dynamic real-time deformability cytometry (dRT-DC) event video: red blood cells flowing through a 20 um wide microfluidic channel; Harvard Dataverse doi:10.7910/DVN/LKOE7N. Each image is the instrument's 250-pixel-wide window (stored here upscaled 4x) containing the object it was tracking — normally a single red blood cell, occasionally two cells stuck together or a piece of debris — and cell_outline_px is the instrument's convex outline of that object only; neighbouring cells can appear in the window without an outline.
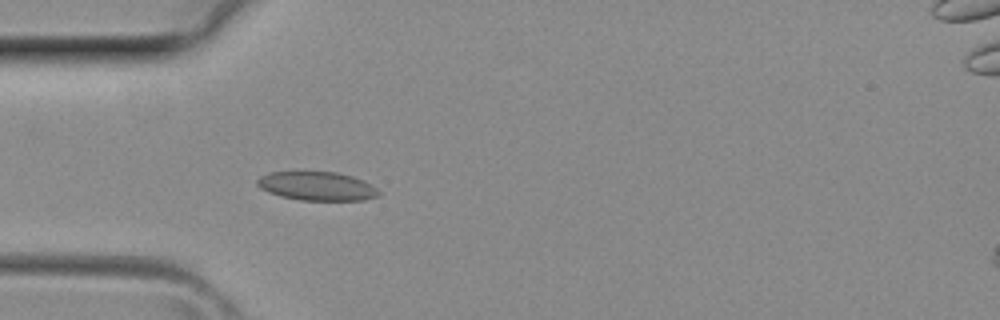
{"species": "common noctule bat (a hibernating species)", "species_latin": "Nyctalus noctula", "temperature_condition": "room temperature", "stored_images_in_passage": 31, "camera_frame_rate_fps": 3000, "um_per_image_px": 0.085, "animal": {"sex": "female", "body_mass_g": 29.2, "forearm_length_mm": 56.3}, "frame": {"image": 1, "passage_image": 6, "time_ms": 1.667, "image_size_px": [1000, 320], "cell_outline_px": [[380, 196], [364, 200], [300, 200], [280, 196], [268, 192], [260, 188], [256, 184], [256, 180], [260, 176], [268, 172], [336, 172], [352, 176], [364, 180], [376, 188], [380, 192]], "centroid_in_image_um": [26.94, 15.82], "position_along_channel_um": 58.1, "area_um2": 20.46}}
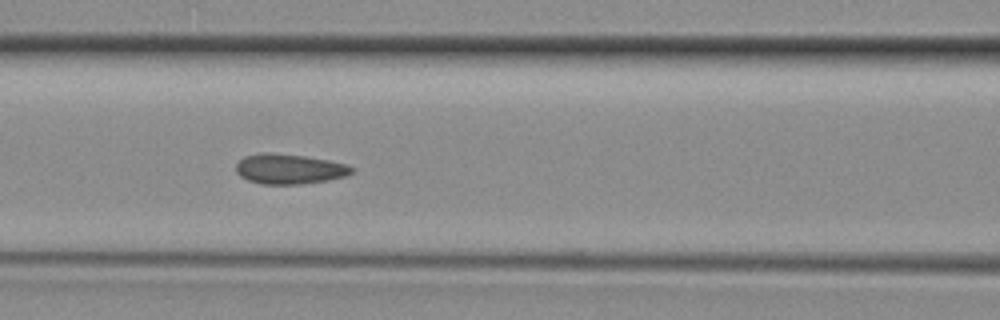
{"frame": {"image": 2, "passage_image": 11, "time_ms": 3.333, "image_size_px": [1000, 320], "cell_outline_px": [[356, 168], [352, 172], [344, 176], [328, 180], [300, 184], [264, 184], [248, 180], [240, 176], [236, 172], [236, 164], [244, 156], [260, 152], [268, 152], [304, 156], [328, 160], [348, 164]], "centroid_in_image_um": [24.59, 14.35], "position_along_channel_um": 142.0, "area_um2": 20.29}}
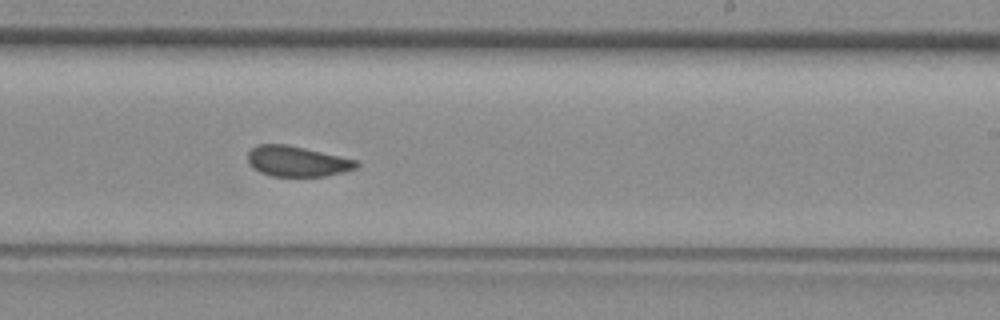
{"frame": {"image": 3, "passage_image": 18, "time_ms": 5.667, "image_size_px": [1000, 320], "cell_outline_px": [[360, 164], [356, 168], [324, 176], [272, 176], [260, 172], [252, 168], [248, 160], [248, 152], [256, 144], [288, 144], [356, 160]], "centroid_in_image_um": [25.21, 13.7], "position_along_channel_um": 263.8, "area_um2": 19.13}}